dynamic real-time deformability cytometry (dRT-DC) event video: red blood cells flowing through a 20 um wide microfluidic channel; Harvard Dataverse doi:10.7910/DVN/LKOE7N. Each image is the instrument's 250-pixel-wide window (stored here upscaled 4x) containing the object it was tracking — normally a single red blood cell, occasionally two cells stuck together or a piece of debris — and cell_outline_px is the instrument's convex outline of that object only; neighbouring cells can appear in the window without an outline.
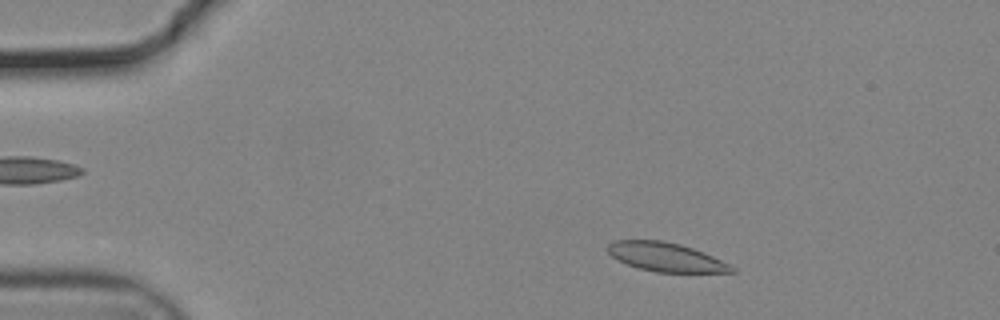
{"species": "common noctule bat (a hibernating species)", "species_latin": "Nyctalus noctula", "temperature_condition": "cold", "stored_images_in_passage": 41, "camera_frame_rate_fps": 3000, "um_per_image_px": 0.085, "animal": {"sex": "male", "body_mass_g": 19.2, "forearm_length_mm": 51.8}, "frame": {"image": 1, "passage_image": 7, "time_ms": 2.0, "image_size_px": [1000, 320], "cell_outline_px": [[736, 272], [656, 272], [640, 268], [628, 264], [612, 256], [608, 252], [608, 244], [616, 240], [664, 240], [680, 244], [704, 252], [736, 268]], "centroid_in_image_um": [56.61, 21.84], "position_along_channel_um": 28.4, "area_um2": 20.58}}
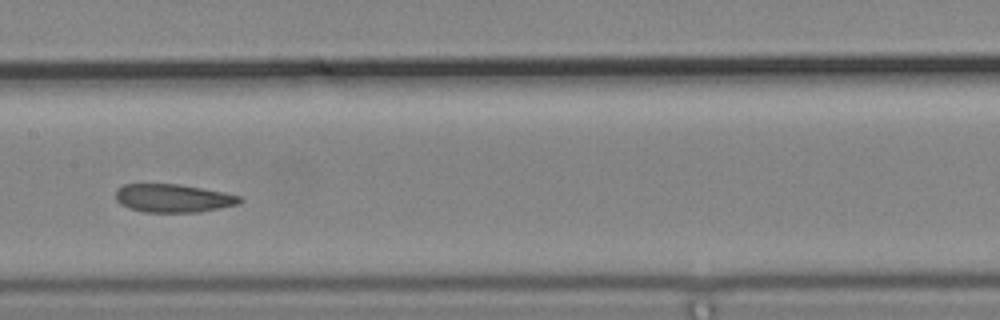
{"frame": {"image": 2, "passage_image": 26, "time_ms": 8.333, "image_size_px": [1000, 320], "cell_outline_px": [[244, 200], [240, 204], [200, 212], [144, 212], [128, 208], [120, 204], [116, 200], [116, 188], [124, 184], [180, 184], [240, 196]], "centroid_in_image_um": [14.69, 16.85], "position_along_channel_um": 192.7, "area_um2": 20.46}}
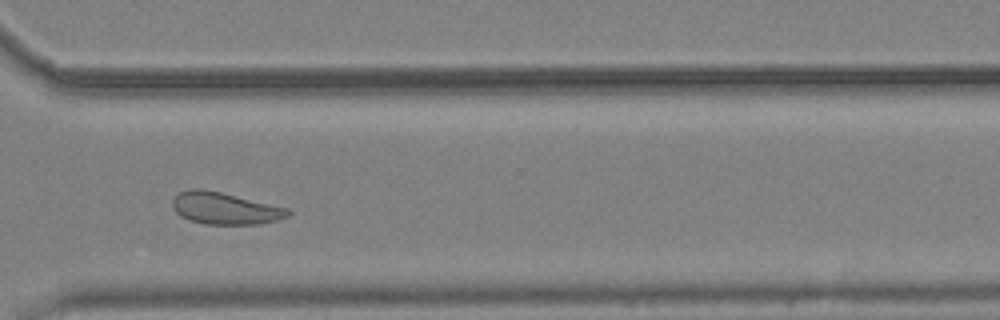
{"frame": {"image": 3, "passage_image": 39, "time_ms": 12.667, "image_size_px": [1000, 320], "cell_outline_px": [[292, 212], [288, 216], [276, 220], [260, 224], [204, 224], [180, 216], [172, 208], [172, 200], [180, 192], [192, 188], [200, 188], [220, 192], [288, 208]], "centroid_in_image_um": [19.11, 17.71], "position_along_channel_um": 351.5, "area_um2": 21.33}, "authors_computed_cell_mechanics": {"area_um2": 21.4438, "velocity_mm_per_s": 3.6757, "shape_relaxation_time_tau1_ms": null, "shape_relaxation_time_tau2_ms": 2.3617, "deformation_change_tau1": null, "deformation_change_tau2": 0.0705}}